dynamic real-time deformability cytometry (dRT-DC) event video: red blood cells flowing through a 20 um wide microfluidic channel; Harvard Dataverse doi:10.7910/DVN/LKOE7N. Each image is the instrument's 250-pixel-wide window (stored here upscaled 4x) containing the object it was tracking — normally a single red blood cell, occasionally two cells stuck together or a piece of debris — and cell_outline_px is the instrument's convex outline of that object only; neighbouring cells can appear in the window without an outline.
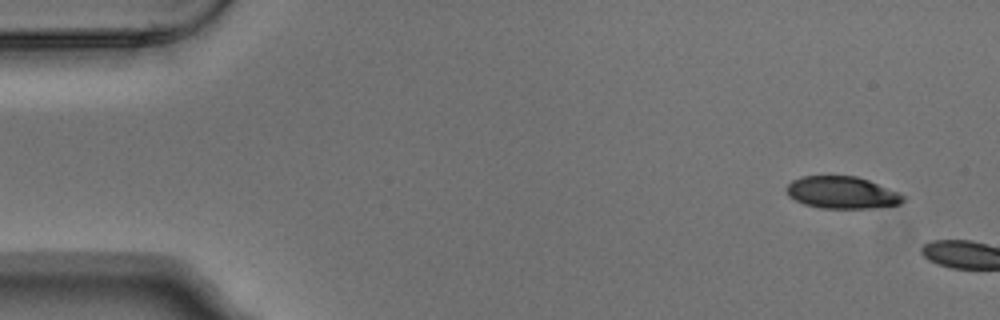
{"species": "Egyptian fruit bat (a non-hibernating species)", "species_latin": "Rousettus aegyptiacus", "temperature_condition": "warm", "stored_images_in_passage": 2, "camera_frame_rate_fps": 3000, "um_per_image_px": 0.085, "animal": {"sex": "male"}, "frame": {"image": 1, "passage_image": 1, "time_ms": 0.0, "image_size_px": [1000, 320], "cell_outline_px": [[904, 200], [900, 204], [880, 208], [820, 208], [804, 204], [788, 196], [784, 188], [792, 180], [800, 176], [856, 176], [868, 180], [896, 192], [904, 196]], "centroid_in_image_um": [71.52, 16.37], "position_along_channel_um": 13.5, "area_um2": 21.85}}